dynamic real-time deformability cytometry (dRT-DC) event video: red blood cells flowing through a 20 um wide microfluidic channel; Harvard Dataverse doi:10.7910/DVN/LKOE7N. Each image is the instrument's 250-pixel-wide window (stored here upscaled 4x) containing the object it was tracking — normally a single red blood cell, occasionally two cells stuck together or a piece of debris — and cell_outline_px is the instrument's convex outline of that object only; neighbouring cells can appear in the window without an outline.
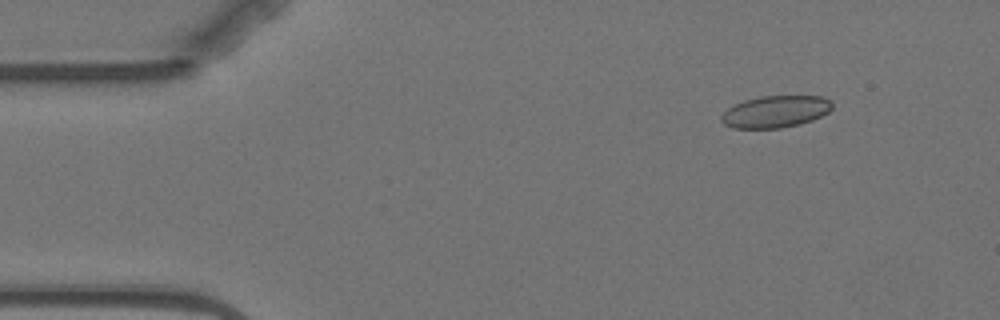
{"species": "Egyptian fruit bat (a non-hibernating species)", "species_latin": "Rousettus aegyptiacus", "temperature_condition": "warm", "stored_images_in_passage": 8, "camera_frame_rate_fps": 3000, "um_per_image_px": 0.085, "animal": {"sex": "female"}, "frame": {"image": 1, "passage_image": 2, "time_ms": 1.0, "image_size_px": [1000, 320], "cell_outline_px": [[832, 108], [828, 112], [812, 120], [800, 124], [780, 128], [732, 128], [724, 124], [720, 120], [720, 116], [728, 108], [744, 100], [760, 96], [824, 96], [832, 100]], "centroid_in_image_um": [65.92, 9.48], "position_along_channel_um": 19.1, "area_um2": 20.69}}
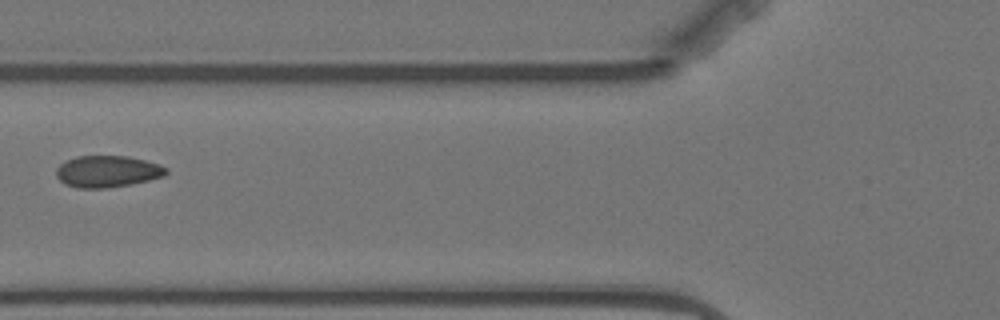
{"frame": {"image": 2, "passage_image": 6, "time_ms": 6.0, "image_size_px": [1000, 320], "cell_outline_px": [[168, 172], [164, 176], [148, 180], [108, 188], [76, 188], [64, 184], [56, 176], [56, 168], [60, 164], [76, 156], [128, 156], [160, 164], [168, 168]], "centroid_in_image_um": [9.12, 14.57], "position_along_channel_um": 116.7, "area_um2": 20.29}}
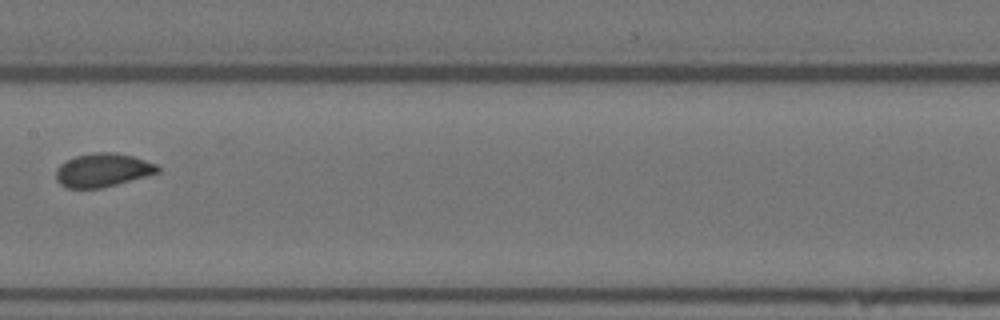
{"frame": {"image": 3, "passage_image": 8, "time_ms": 8.333, "image_size_px": [1000, 320], "cell_outline_px": [[160, 172], [116, 184], [100, 188], [68, 188], [60, 184], [56, 180], [56, 168], [60, 164], [76, 156], [96, 152], [116, 152], [132, 156], [156, 164], [160, 168]], "centroid_in_image_um": [8.72, 14.46], "position_along_channel_um": 198.7, "area_um2": 19.71}}